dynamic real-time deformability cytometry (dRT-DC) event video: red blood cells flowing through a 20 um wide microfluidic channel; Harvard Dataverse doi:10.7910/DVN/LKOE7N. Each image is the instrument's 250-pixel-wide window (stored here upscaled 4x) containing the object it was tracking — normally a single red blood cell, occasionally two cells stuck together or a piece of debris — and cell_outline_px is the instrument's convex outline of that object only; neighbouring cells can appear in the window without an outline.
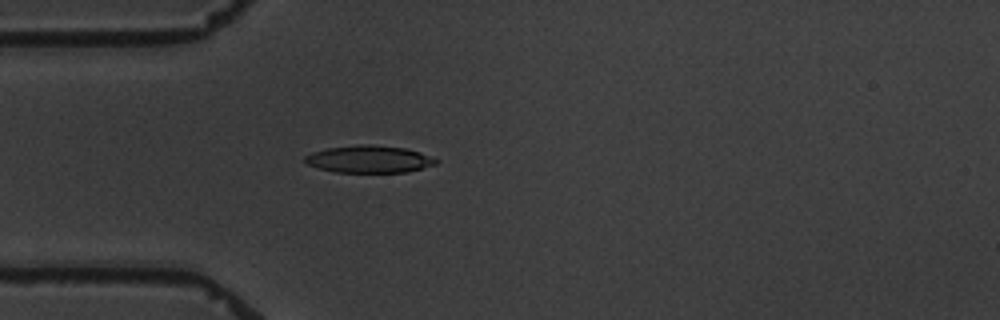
{"species": "common noctule bat (a hibernating species)", "species_latin": "Nyctalus noctula", "temperature_condition": "warm", "stored_images_in_passage": 5, "camera_frame_rate_fps": 3000, "um_per_image_px": 0.085, "animal": {"sex": "male", "body_mass_g": 19.5, "forearm_length_mm": 54.6}, "frame": {"image": 1, "passage_image": 5, "time_ms": 4.667, "image_size_px": [1000, 320], "cell_outline_px": [[440, 160], [436, 164], [408, 172], [336, 172], [320, 168], [308, 164], [304, 160], [304, 156], [312, 152], [328, 148], [356, 144], [372, 144], [404, 148], [420, 152], [432, 156]], "centroid_in_image_um": [31.41, 13.52], "position_along_channel_um": 53.6, "area_um2": 20.87}}